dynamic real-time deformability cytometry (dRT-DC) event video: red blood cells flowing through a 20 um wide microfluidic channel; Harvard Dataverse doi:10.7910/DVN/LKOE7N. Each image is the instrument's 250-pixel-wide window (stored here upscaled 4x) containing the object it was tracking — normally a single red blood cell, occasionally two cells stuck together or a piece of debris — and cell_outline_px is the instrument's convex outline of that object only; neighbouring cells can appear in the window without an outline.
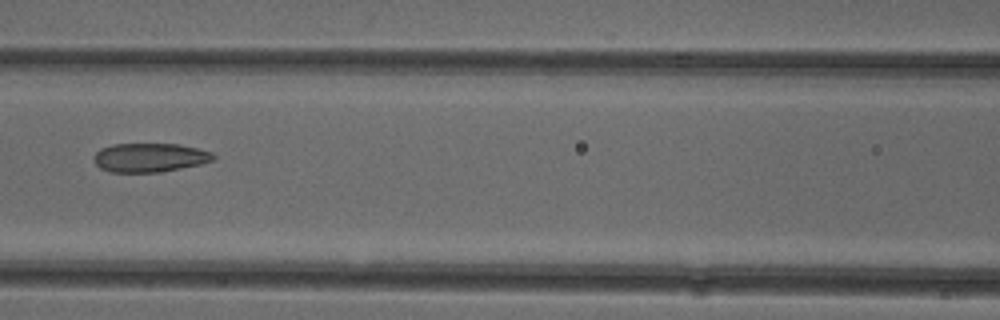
{"species": "common noctule bat (a hibernating species)", "species_latin": "Nyctalus noctula", "temperature_condition": "cold", "stored_images_in_passage": 3, "camera_frame_rate_fps": 3000, "um_per_image_px": 0.085, "animal": {"sex": "female"}, "frame": {"image": 1, "passage_image": 3, "time_ms": 2.333, "image_size_px": [1000, 320], "cell_outline_px": [[216, 160], [200, 164], [160, 172], [112, 172], [100, 168], [92, 160], [96, 152], [100, 148], [112, 144], [180, 144], [212, 152], [216, 156]], "centroid_in_image_um": [12.73, 13.39], "position_along_channel_um": 153.9, "area_um2": 20.23}}